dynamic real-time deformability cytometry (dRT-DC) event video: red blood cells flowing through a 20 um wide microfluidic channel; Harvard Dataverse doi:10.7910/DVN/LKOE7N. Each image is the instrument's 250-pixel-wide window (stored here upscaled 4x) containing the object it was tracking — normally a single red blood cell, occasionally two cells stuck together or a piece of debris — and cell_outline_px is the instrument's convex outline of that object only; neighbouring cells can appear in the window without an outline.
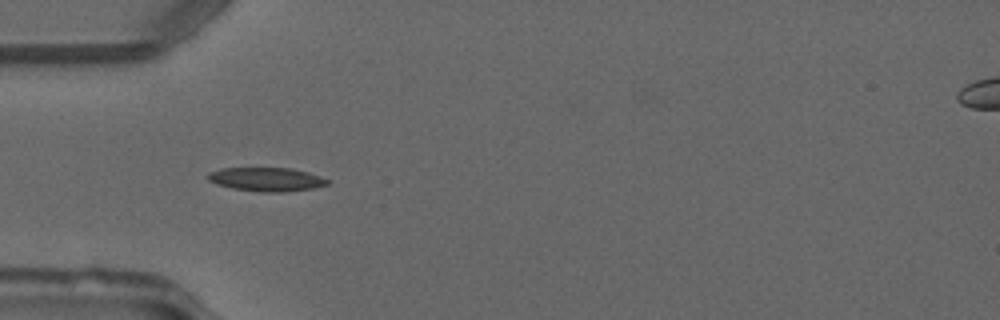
{"species": "common noctule bat (a hibernating species)", "species_latin": "Nyctalus noctula", "temperature_condition": "warm", "stored_images_in_passage": 49, "camera_frame_rate_fps": 3000, "um_per_image_px": 0.085, "animal": {"sex": "male", "forearm_length_mm": 52.5}, "frame": {"image": 1, "passage_image": 15, "time_ms": 4.667, "image_size_px": [1000, 320], "cell_outline_px": [[328, 184], [312, 188], [284, 192], [260, 192], [232, 188], [216, 184], [208, 180], [204, 176], [208, 172], [220, 168], [292, 168], [308, 172], [328, 180]], "centroid_in_image_um": [22.57, 15.24], "position_along_channel_um": 62.4, "area_um2": 16.59}}
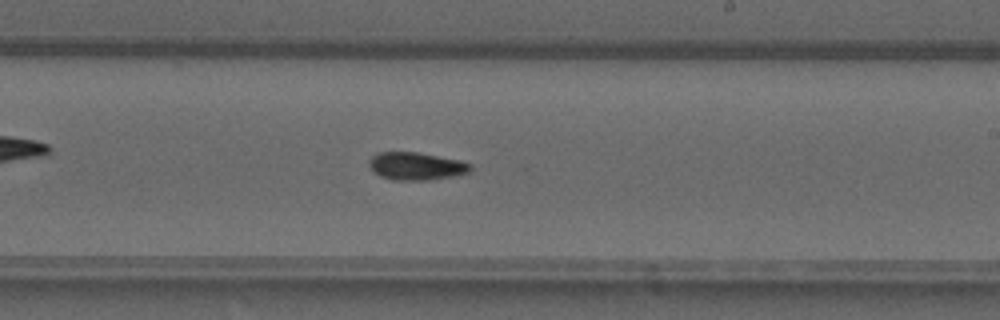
{"frame": {"image": 2, "passage_image": 29, "time_ms": 9.333, "image_size_px": [1000, 320], "cell_outline_px": [[472, 168], [468, 172], [452, 176], [428, 180], [392, 180], [380, 176], [372, 172], [368, 164], [368, 160], [376, 152], [416, 152], [460, 160], [472, 164]], "centroid_in_image_um": [35.32, 14.12], "position_along_channel_um": 253.7, "area_um2": 16.47}}
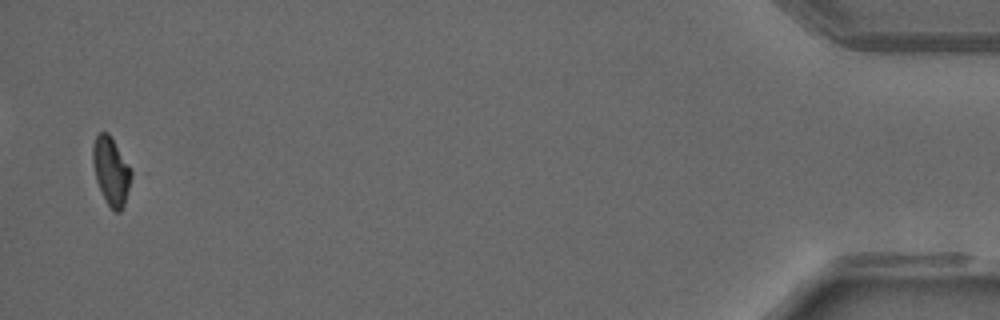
{"frame": {"image": 3, "passage_image": 48, "time_ms": 15.667, "image_size_px": [1000, 320], "cell_outline_px": [[132, 176], [124, 204], [120, 212], [116, 212], [108, 204], [96, 180], [92, 164], [92, 144], [96, 136], [100, 132], [108, 132], [132, 168]], "centroid_in_image_um": [9.44, 14.49], "position_along_channel_um": 425.8, "area_um2": 15.2}}